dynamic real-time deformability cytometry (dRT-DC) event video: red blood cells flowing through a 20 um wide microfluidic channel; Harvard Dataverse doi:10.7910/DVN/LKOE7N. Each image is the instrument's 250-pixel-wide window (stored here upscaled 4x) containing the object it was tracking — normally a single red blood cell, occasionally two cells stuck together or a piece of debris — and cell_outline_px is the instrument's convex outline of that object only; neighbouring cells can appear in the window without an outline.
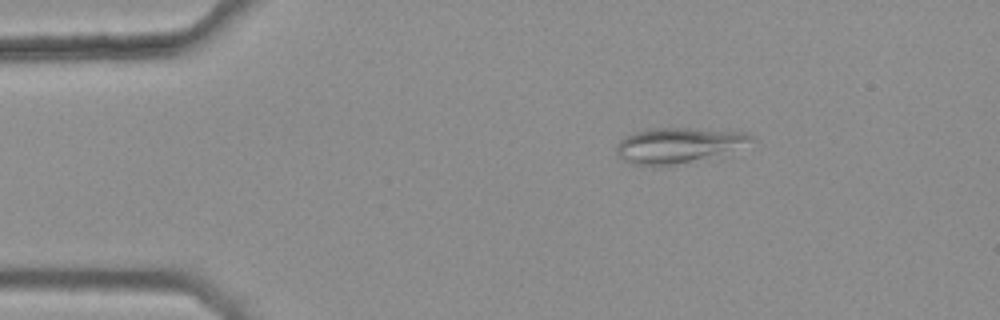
{"species": "common noctule bat (a hibernating species)", "species_latin": "Nyctalus noctula", "temperature_condition": "warm", "stored_images_in_passage": 6, "camera_frame_rate_fps": 3000, "um_per_image_px": 0.085, "animal": {"sex": "female", "body_mass_g": 25.1}, "frame": {"image": 1, "passage_image": 6, "time_ms": 1.667, "image_size_px": [1000, 320], "cell_outline_px": [[756, 140], [688, 160], [660, 168], [656, 168], [632, 164], [624, 160], [616, 152], [616, 148], [620, 140], [636, 132], [652, 128], [688, 128], [748, 132]], "centroid_in_image_um": [57.49, 12.33], "position_along_channel_um": 27.5, "area_um2": 26.47}}